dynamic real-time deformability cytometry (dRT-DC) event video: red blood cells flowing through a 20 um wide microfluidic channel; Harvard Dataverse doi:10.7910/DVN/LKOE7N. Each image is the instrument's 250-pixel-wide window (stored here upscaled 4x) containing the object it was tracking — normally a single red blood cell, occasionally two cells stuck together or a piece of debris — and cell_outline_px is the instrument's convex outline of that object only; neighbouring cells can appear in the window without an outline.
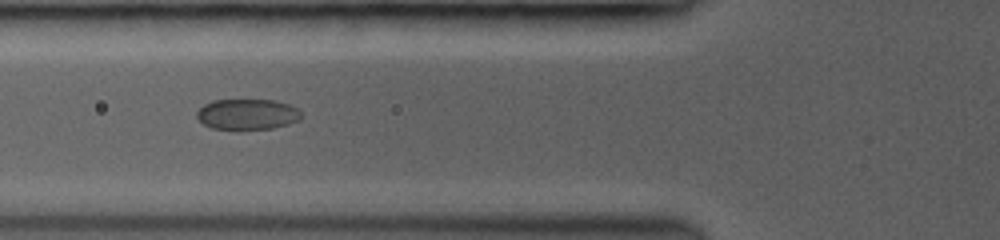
{"species": "common noctule bat (a hibernating species)", "species_latin": "Nyctalus noctula", "temperature_condition": "room temperature", "stored_images_in_passage": 40, "camera_frame_rate_fps": 3500, "um_per_image_px": 0.085, "animal": {"sex": "female", "body_mass_g": 19.0, "forearm_length_mm": 53.3}, "frame": {"image": 1, "passage_image": 6, "time_ms": 1.429, "image_size_px": [1000, 240], "cell_outline_px": [[300, 120], [288, 124], [272, 128], [240, 132], [236, 132], [212, 128], [204, 124], [196, 116], [196, 112], [204, 104], [212, 100], [272, 100], [288, 104], [296, 108], [300, 112]], "centroid_in_image_um": [20.98, 9.76], "position_along_channel_um": 104.8, "area_um2": 19.19}}
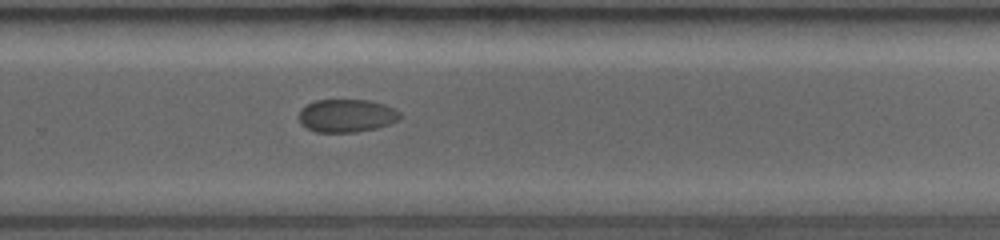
{"frame": {"image": 2, "passage_image": 24, "time_ms": 6.571, "image_size_px": [1000, 240], "cell_outline_px": [[400, 116], [396, 120], [388, 124], [376, 128], [356, 132], [316, 132], [300, 124], [300, 108], [316, 100], [368, 100], [384, 104], [400, 112]], "centroid_in_image_um": [29.43, 9.83], "position_along_channel_um": 300.4, "area_um2": 19.25}}
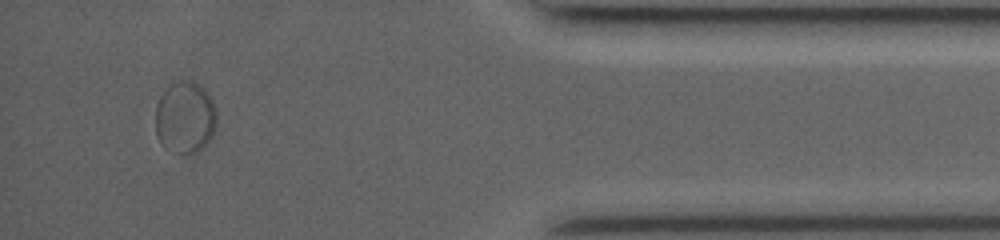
{"frame": {"image": 3, "passage_image": 38, "time_ms": 10.571, "image_size_px": [1000, 240], "cell_outline_px": [[216, 128], [212, 136], [196, 152], [176, 152], [164, 148], [160, 144], [156, 132], [156, 104], [160, 96], [168, 84], [180, 80], [188, 80], [200, 84], [208, 92], [216, 108]], "centroid_in_image_um": [15.73, 9.93], "position_along_channel_um": 419.5, "area_um2": 25.84}}